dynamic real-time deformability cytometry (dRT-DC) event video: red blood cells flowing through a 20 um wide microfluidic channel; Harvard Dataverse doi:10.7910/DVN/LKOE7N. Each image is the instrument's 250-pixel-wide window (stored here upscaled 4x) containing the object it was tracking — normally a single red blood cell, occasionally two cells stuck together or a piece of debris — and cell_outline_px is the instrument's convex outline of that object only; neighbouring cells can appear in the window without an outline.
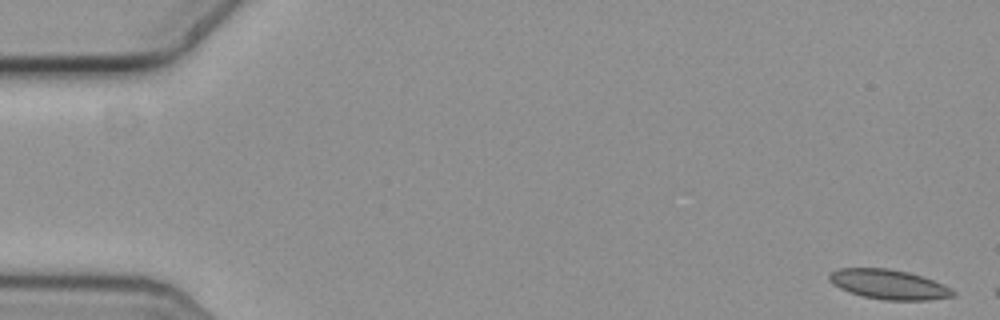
{"species": "common noctule bat (a hibernating species)", "species_latin": "Nyctalus noctula", "temperature_condition": "cold", "stored_images_in_passage": 8, "camera_frame_rate_fps": 3000, "um_per_image_px": 0.085, "animal": {"sex": "female", "body_mass_g": 19.3, "forearm_length_mm": 54.1}, "frame": {"image": 1, "passage_image": 1, "time_ms": 0.0, "image_size_px": [1000, 320], "cell_outline_px": [[956, 296], [928, 300], [884, 300], [864, 296], [848, 292], [832, 284], [828, 280], [828, 272], [840, 268], [888, 268], [908, 272], [944, 284], [952, 288], [956, 292]], "centroid_in_image_um": [75.53, 24.17], "position_along_channel_um": 9.5, "area_um2": 21.56}}